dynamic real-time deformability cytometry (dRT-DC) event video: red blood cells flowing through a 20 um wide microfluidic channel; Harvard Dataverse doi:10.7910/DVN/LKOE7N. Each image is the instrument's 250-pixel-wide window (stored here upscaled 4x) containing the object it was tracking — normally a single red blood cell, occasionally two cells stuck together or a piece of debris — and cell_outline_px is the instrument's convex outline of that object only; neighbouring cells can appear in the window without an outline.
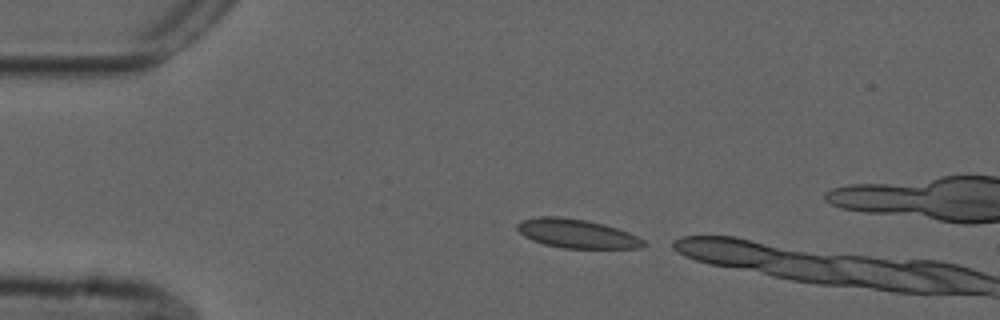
{"species": "common noctule bat (a hibernating species)", "species_latin": "Nyctalus noctula", "temperature_condition": "cold", "stored_images_in_passage": 9, "camera_frame_rate_fps": 3000, "um_per_image_px": 0.085, "animal": {"sex": "male", "forearm_length_mm": 52.5}, "frame": {"image": 1, "passage_image": 1, "time_ms": 0.0, "image_size_px": [1000, 320], "cell_outline_px": [[648, 244], [640, 248], [564, 248], [544, 244], [532, 240], [524, 236], [516, 228], [516, 224], [520, 220], [540, 216], [560, 216], [588, 220], [604, 224], [628, 232], [644, 240]], "centroid_in_image_um": [49.01, 19.84], "position_along_channel_um": 36.0, "area_um2": 21.39}}
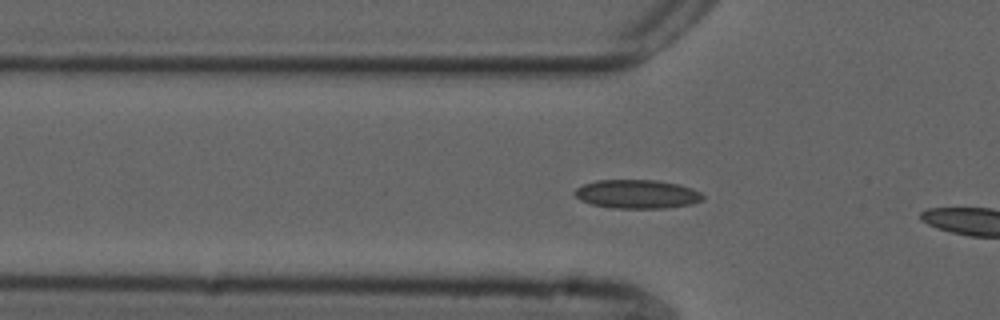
{"frame": {"image": 2, "passage_image": 7, "time_ms": 2.0, "image_size_px": [1000, 320], "cell_outline_px": [[704, 200], [692, 204], [664, 208], [612, 208], [592, 204], [580, 200], [572, 192], [576, 188], [584, 184], [596, 180], [656, 180], [680, 184], [692, 188], [700, 192], [704, 196]], "centroid_in_image_um": [54.16, 16.49], "position_along_channel_um": 71.6, "area_um2": 21.62}}